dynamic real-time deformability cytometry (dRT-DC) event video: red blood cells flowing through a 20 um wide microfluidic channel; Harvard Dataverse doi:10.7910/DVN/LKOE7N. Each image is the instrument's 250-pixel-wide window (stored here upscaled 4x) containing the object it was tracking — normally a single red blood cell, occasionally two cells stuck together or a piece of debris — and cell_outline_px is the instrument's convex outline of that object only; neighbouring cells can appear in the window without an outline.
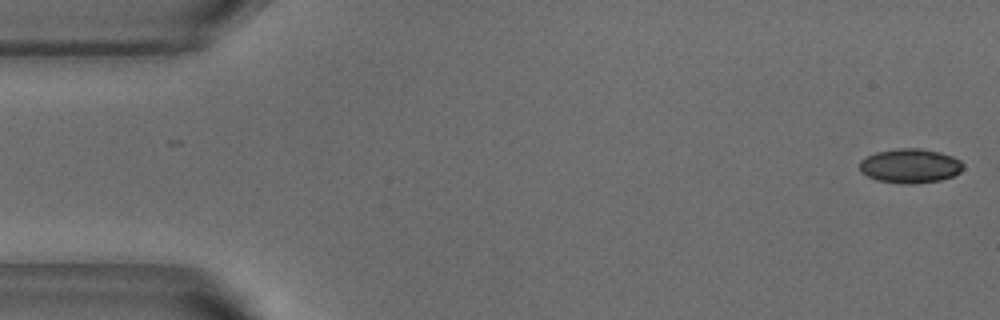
{"species": "common noctule bat (a hibernating species)", "species_latin": "Nyctalus noctula", "temperature_condition": "warm", "stored_images_in_passage": 46, "camera_frame_rate_fps": 3000, "um_per_image_px": 0.085, "animal": {"sex": "male", "body_mass_g": 18.8}, "frame": {"image": 1, "passage_image": 1, "time_ms": 0.0, "image_size_px": [1000, 320], "cell_outline_px": [[964, 168], [960, 172], [952, 176], [940, 180], [912, 184], [900, 184], [876, 180], [860, 172], [860, 160], [876, 152], [896, 148], [920, 148], [940, 152], [952, 156], [960, 160], [964, 164]], "centroid_in_image_um": [77.36, 14.1], "position_along_channel_um": 7.6, "area_um2": 20.87}}
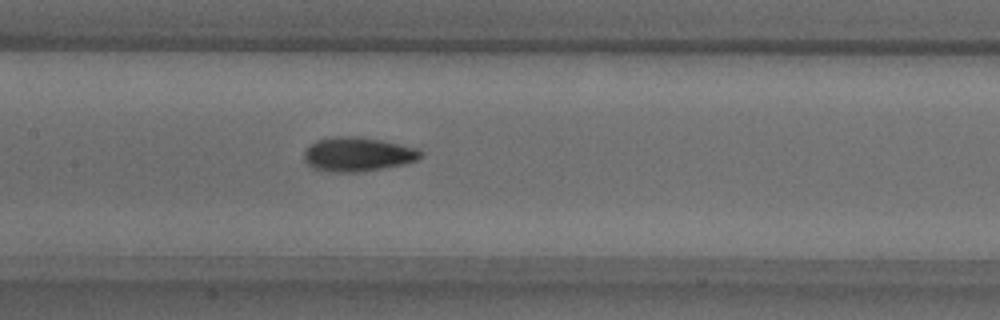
{"frame": {"image": 2, "passage_image": 24, "time_ms": 7.667, "image_size_px": [1000, 320], "cell_outline_px": [[424, 156], [416, 160], [404, 164], [360, 172], [332, 172], [312, 168], [304, 160], [304, 152], [316, 140], [336, 136], [356, 136], [380, 140], [416, 148], [424, 152]], "centroid_in_image_um": [30.41, 13.12], "position_along_channel_um": 177.0, "area_um2": 23.12}}
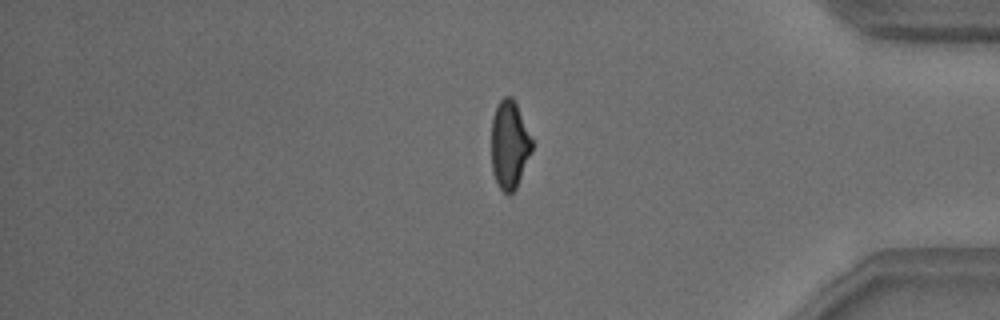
{"frame": {"image": 3, "passage_image": 43, "time_ms": 14.0, "image_size_px": [1000, 320], "cell_outline_px": [[532, 152], [516, 188], [508, 196], [500, 188], [492, 172], [492, 116], [500, 100], [504, 96], [512, 96], [516, 104], [532, 140]], "centroid_in_image_um": [43.3, 12.32], "position_along_channel_um": 391.9, "area_um2": 20.63}}